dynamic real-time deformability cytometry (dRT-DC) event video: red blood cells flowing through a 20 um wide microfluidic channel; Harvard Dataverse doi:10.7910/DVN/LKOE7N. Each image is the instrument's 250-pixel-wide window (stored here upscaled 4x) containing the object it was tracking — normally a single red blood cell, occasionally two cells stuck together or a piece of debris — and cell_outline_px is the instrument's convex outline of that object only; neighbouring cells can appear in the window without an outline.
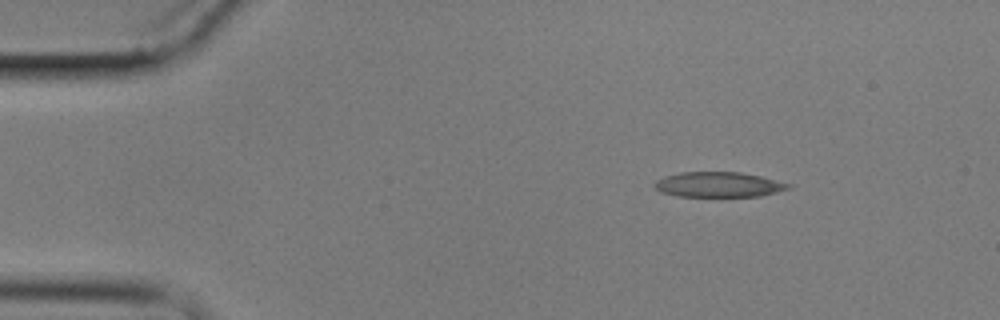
{"species": "common noctule bat (a hibernating species)", "species_latin": "Nyctalus noctula", "temperature_condition": "cold", "stored_images_in_passage": 5, "camera_frame_rate_fps": 3000, "um_per_image_px": 0.085, "animal": {"sex": "male", "body_mass_g": 17.9}, "frame": {"image": 1, "passage_image": 2, "time_ms": 1.0, "image_size_px": [1000, 320], "cell_outline_px": [[792, 188], [760, 196], [676, 196], [660, 192], [652, 184], [656, 180], [664, 176], [680, 172], [740, 172], [760, 176], [792, 184]], "centroid_in_image_um": [61.06, 15.68], "position_along_channel_um": 23.9, "area_um2": 19.65}}
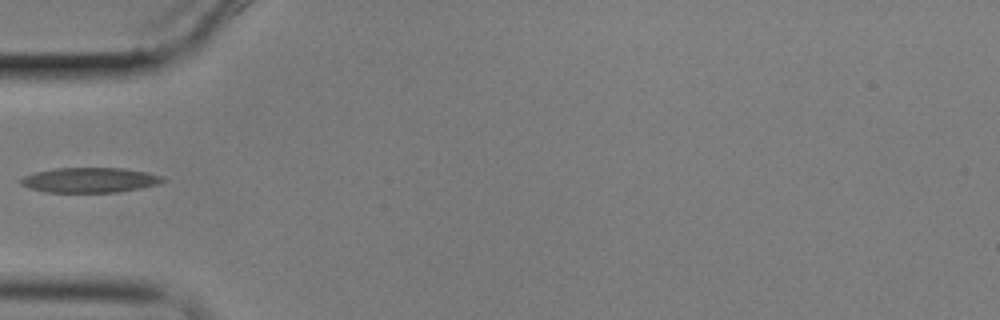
{"frame": {"image": 2, "passage_image": 5, "time_ms": 4.667, "image_size_px": [1000, 320], "cell_outline_px": [[164, 180], [156, 184], [140, 188], [116, 192], [44, 192], [28, 188], [20, 184], [20, 180], [24, 176], [36, 172], [56, 168], [124, 168], [144, 172], [160, 176]], "centroid_in_image_um": [7.55, 15.31], "position_along_channel_um": 77.4, "area_um2": 20.4}}